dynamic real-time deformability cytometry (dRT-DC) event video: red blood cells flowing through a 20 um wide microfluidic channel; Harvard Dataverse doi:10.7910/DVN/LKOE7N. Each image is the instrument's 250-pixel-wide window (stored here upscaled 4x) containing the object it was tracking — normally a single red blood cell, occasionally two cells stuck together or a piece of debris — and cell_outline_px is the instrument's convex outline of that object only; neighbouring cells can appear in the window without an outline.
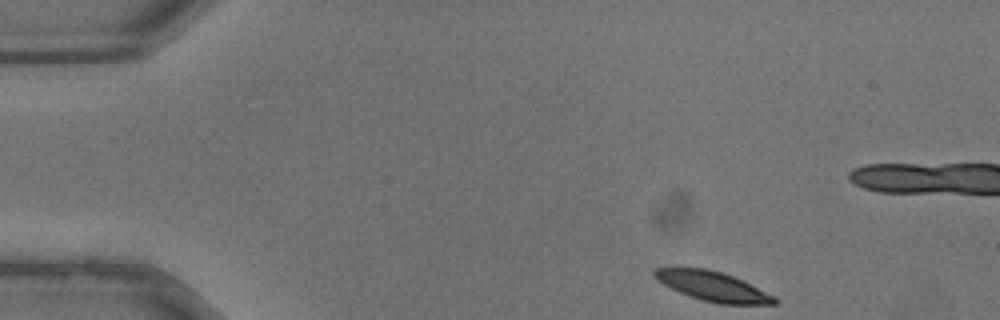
{"species": "common noctule bat (a hibernating species)", "species_latin": "Nyctalus noctula", "temperature_condition": "warm", "stored_images_in_passage": 34, "camera_frame_rate_fps": 3000, "um_per_image_px": 0.085, "animal": {"sex": "male", "body_mass_g": 13.3}, "frame": {"image": 1, "passage_image": 1, "time_ms": 0.0, "image_size_px": [1000, 320], "cell_outline_px": [[780, 300], [776, 304], [720, 304], [704, 300], [680, 292], [656, 280], [652, 272], [652, 268], [708, 268], [744, 280], [776, 296]], "centroid_in_image_um": [60.64, 24.33], "position_along_channel_um": 24.4, "area_um2": 20.63}}
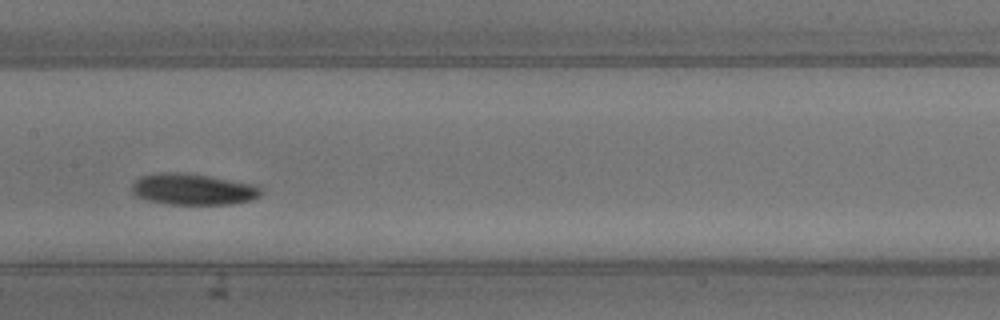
{"frame": {"image": 2, "passage_image": 15, "time_ms": 4.667, "image_size_px": [1000, 320], "cell_outline_px": [[260, 196], [252, 200], [232, 204], [168, 204], [148, 200], [136, 196], [132, 192], [132, 184], [140, 176], [156, 172], [184, 172], [256, 184], [260, 188]], "centroid_in_image_um": [16.39, 16.08], "position_along_channel_um": 191.0, "area_um2": 23.64}}